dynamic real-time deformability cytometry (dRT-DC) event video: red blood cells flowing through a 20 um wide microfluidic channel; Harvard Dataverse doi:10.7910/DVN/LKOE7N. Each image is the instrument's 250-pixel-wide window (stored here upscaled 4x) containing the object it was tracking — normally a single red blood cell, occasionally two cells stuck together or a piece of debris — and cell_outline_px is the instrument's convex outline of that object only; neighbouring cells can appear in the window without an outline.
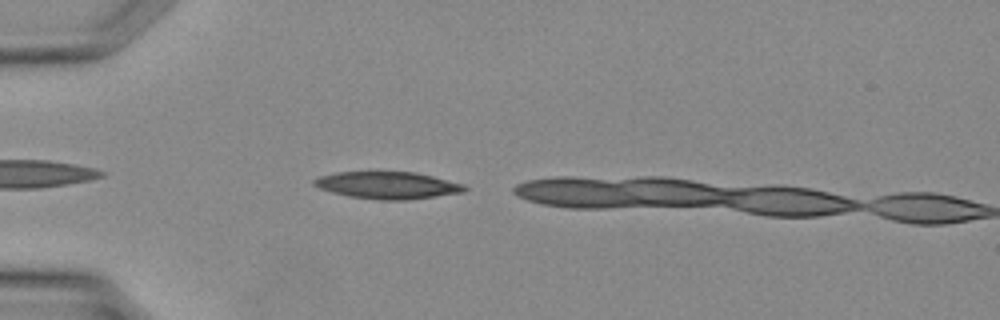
{"species": "Egyptian fruit bat (a non-hibernating species)", "species_latin": "Rousettus aegyptiacus", "temperature_condition": "warm", "stored_images_in_passage": 5, "camera_frame_rate_fps": 3000, "um_per_image_px": 0.085, "animal": {"sex": "female"}, "frame": {"image": 1, "passage_image": 1, "time_ms": 0.0, "image_size_px": [1000, 320], "cell_outline_px": [[468, 188], [464, 192], [436, 196], [404, 200], [380, 200], [348, 196], [332, 192], [320, 188], [312, 184], [312, 180], [320, 176], [336, 172], [416, 172], [464, 184]], "centroid_in_image_um": [32.94, 15.75], "position_along_channel_um": 52.1, "area_um2": 23.7}}
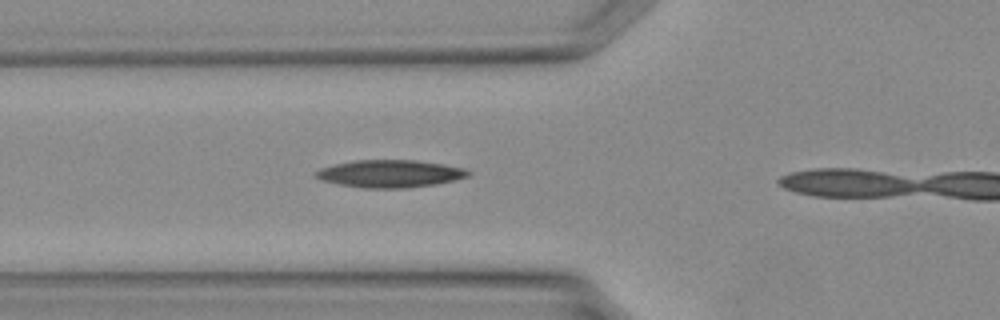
{"frame": {"image": 2, "passage_image": 4, "time_ms": 1.0, "image_size_px": [1000, 320], "cell_outline_px": [[472, 172], [468, 176], [436, 184], [404, 188], [364, 188], [340, 184], [324, 180], [316, 176], [316, 172], [320, 168], [336, 164], [356, 160], [416, 160], [464, 168]], "centroid_in_image_um": [33.17, 14.76], "position_along_channel_um": 92.6, "area_um2": 23.99}}